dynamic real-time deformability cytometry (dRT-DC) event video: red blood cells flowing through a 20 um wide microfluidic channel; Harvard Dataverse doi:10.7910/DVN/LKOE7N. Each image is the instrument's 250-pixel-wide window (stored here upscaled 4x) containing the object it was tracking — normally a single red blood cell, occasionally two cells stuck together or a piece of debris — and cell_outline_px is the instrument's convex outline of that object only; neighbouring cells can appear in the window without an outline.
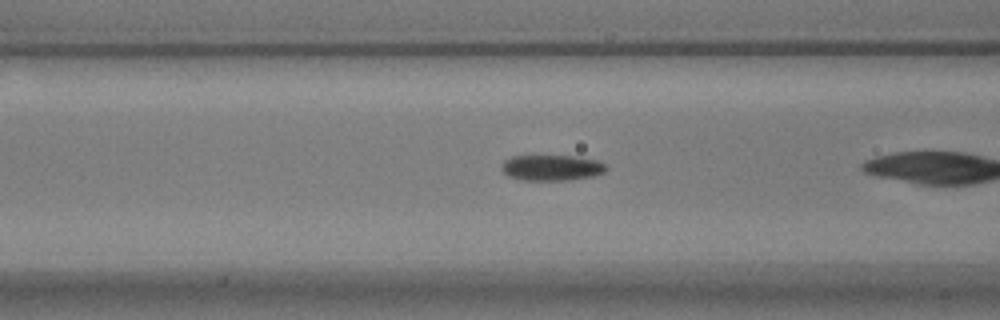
{"species": "common noctule bat (a hibernating species)", "species_latin": "Nyctalus noctula", "temperature_condition": "warm", "stored_images_in_passage": 11, "segment_of_instrument_passage": [2, 2], "camera_frame_rate_fps": 3000, "um_per_image_px": 0.085, "animal": {"sex": "male", "body_mass_g": 17.9}, "frame": {"image": 1, "passage_image": 7, "time_ms": 2.0, "image_size_px": [1000, 320], "cell_outline_px": [[608, 168], [604, 172], [592, 176], [568, 180], [524, 180], [508, 176], [500, 168], [500, 164], [504, 160], [512, 156], [576, 156], [596, 160], [608, 164]], "centroid_in_image_um": [46.89, 14.25], "position_along_channel_um": 119.7, "area_um2": 15.78}}
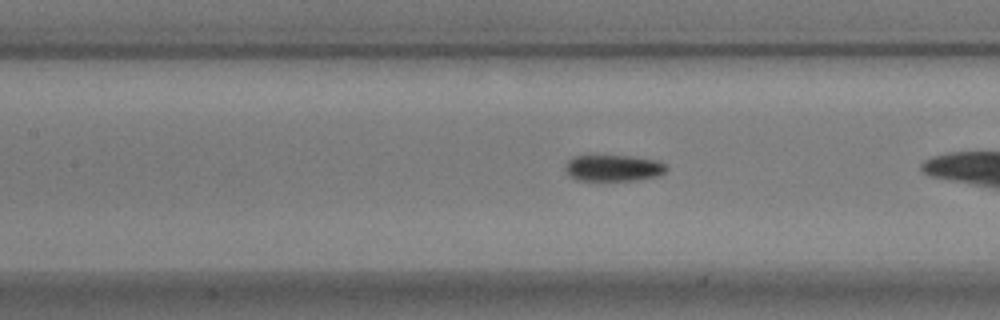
{"frame": {"image": 2, "passage_image": 10, "time_ms": 3.0, "image_size_px": [1000, 320], "cell_outline_px": [[668, 168], [664, 172], [656, 176], [636, 180], [576, 180], [568, 176], [564, 168], [568, 160], [572, 156], [588, 152], [632, 156], [656, 160], [664, 164]], "centroid_in_image_um": [52.02, 14.22], "position_along_channel_um": 155.4, "area_um2": 16.36}}